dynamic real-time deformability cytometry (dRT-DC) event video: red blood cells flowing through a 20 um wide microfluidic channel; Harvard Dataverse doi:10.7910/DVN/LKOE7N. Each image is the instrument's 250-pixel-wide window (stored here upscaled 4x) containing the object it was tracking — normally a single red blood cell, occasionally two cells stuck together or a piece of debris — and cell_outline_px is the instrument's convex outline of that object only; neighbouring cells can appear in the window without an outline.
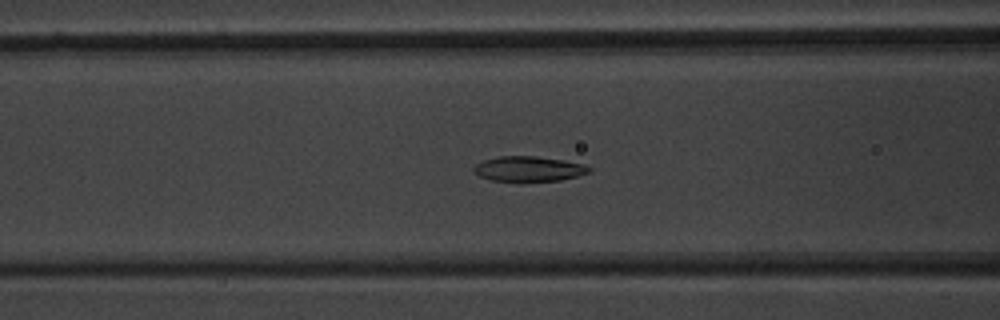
{"species": "common noctule bat (a hibernating species)", "species_latin": "Nyctalus noctula", "temperature_condition": "warm", "stored_images_in_passage": 52, "camera_frame_rate_fps": 3000, "um_per_image_px": 0.085, "animal": {"sex": "male", "body_mass_g": 20.1, "forearm_length_mm": 53.5}, "frame": {"image": 1, "passage_image": 21, "time_ms": 6.667, "image_size_px": [1000, 320], "cell_outline_px": [[592, 172], [560, 180], [520, 184], [492, 180], [480, 176], [472, 168], [476, 164], [484, 160], [500, 156], [536, 156], [564, 160], [584, 164], [592, 168]], "centroid_in_image_um": [44.96, 14.39], "position_along_channel_um": 121.6, "area_um2": 17.51}}
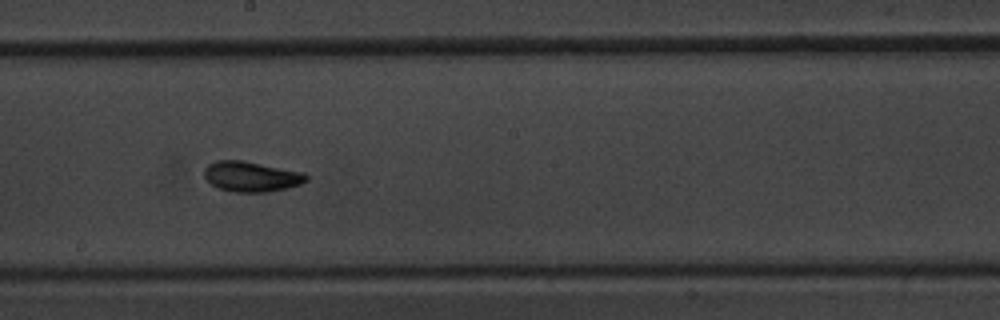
{"frame": {"image": 2, "passage_image": 29, "time_ms": 9.333, "image_size_px": [1000, 320], "cell_outline_px": [[308, 180], [300, 184], [288, 188], [268, 192], [236, 192], [216, 188], [204, 176], [204, 168], [208, 164], [216, 160], [240, 160], [304, 172], [308, 176]], "centroid_in_image_um": [21.36, 15.01], "position_along_channel_um": 226.8, "area_um2": 18.03}}
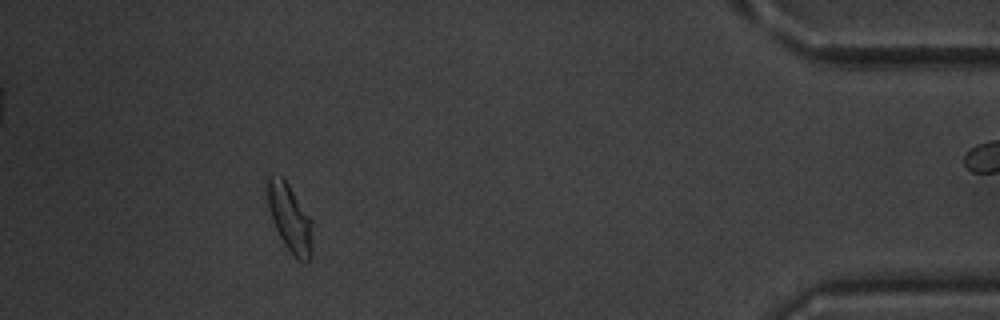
{"frame": {"image": 3, "passage_image": 47, "time_ms": 15.333, "image_size_px": [1000, 320], "cell_outline_px": [[312, 252], [308, 264], [292, 256], [284, 244], [272, 220], [268, 208], [268, 176], [272, 172], [280, 176], [288, 184], [312, 220]], "centroid_in_image_um": [24.65, 18.57], "position_along_channel_um": 410.5, "area_um2": 17.74}}